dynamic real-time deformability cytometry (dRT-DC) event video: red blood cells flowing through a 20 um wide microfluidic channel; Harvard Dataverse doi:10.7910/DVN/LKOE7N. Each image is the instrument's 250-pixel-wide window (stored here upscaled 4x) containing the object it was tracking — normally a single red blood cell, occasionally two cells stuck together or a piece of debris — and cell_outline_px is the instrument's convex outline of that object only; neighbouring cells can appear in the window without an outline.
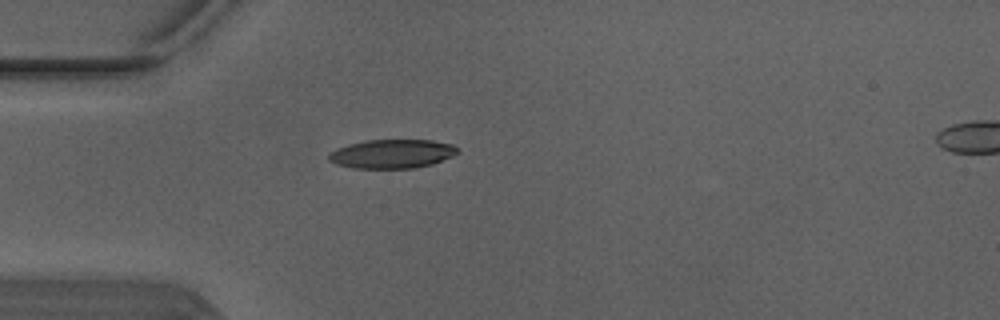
{"species": "Egyptian fruit bat (a non-hibernating species)", "species_latin": "Rousettus aegyptiacus", "temperature_condition": "warm", "stored_images_in_passage": 2, "segment_of_instrument_passage": [1, 2], "camera_frame_rate_fps": 3000, "um_per_image_px": 0.085, "animal": {"sex": "male"}, "frame": {"image": 1, "passage_image": 1, "time_ms": 0.0, "image_size_px": [1000, 320], "cell_outline_px": [[460, 152], [452, 156], [432, 164], [416, 168], [352, 168], [336, 164], [328, 160], [328, 156], [336, 148], [348, 144], [364, 140], [432, 140], [452, 144]], "centroid_in_image_um": [33.31, 13.07], "position_along_channel_um": 51.7, "area_um2": 21.73}}